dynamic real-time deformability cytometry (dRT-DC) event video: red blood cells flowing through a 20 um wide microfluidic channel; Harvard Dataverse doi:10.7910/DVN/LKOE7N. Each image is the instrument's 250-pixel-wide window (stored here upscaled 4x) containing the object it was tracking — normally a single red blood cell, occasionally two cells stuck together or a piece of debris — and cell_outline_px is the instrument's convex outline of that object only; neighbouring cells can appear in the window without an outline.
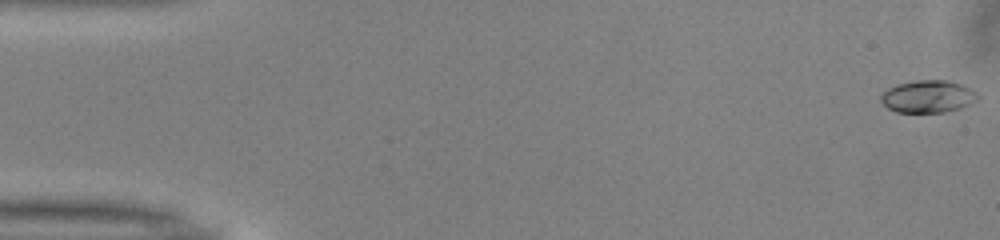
{"species": "common noctule bat (a hibernating species)", "species_latin": "Nyctalus noctula", "temperature_condition": "warm", "stored_images_in_passage": 51, "camera_frame_rate_fps": 3000, "um_per_image_px": 0.085, "animal": {"sex": "male", "body_mass_g": 13.0, "forearm_length_mm": 53.1}, "frame": {"image": 1, "passage_image": 1, "time_ms": 0.0, "image_size_px": [1000, 240], "cell_outline_px": [[980, 100], [972, 104], [960, 108], [944, 112], [896, 112], [888, 108], [880, 100], [880, 96], [888, 88], [896, 84], [916, 80], [948, 80], [960, 84], [976, 92], [980, 96]], "centroid_in_image_um": [78.9, 8.2], "position_along_channel_um": 6.1, "area_um2": 18.38}}
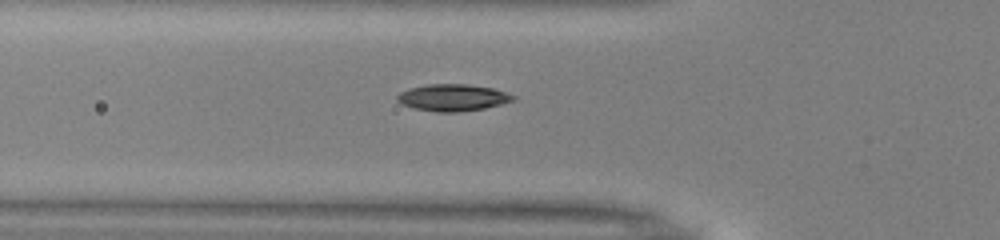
{"frame": {"image": 2, "passage_image": 18, "time_ms": 5.667, "image_size_px": [1000, 240], "cell_outline_px": [[516, 100], [484, 108], [456, 112], [436, 112], [412, 108], [400, 104], [396, 100], [396, 96], [400, 92], [408, 88], [428, 84], [468, 84], [492, 88], [516, 96]], "centroid_in_image_um": [38.43, 8.29], "position_along_channel_um": 87.4, "area_um2": 18.21}}
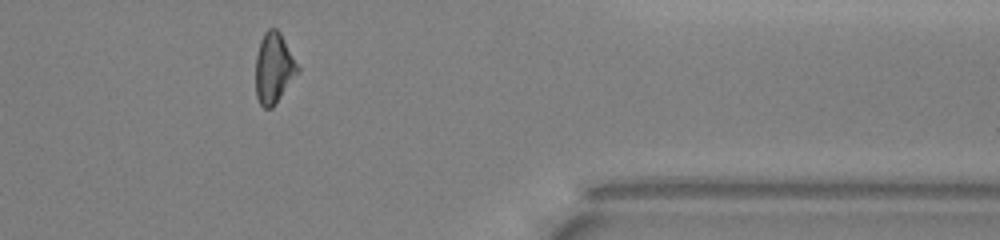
{"frame": {"image": 3, "passage_image": 42, "time_ms": 13.667, "image_size_px": [1000, 240], "cell_outline_px": [[300, 72], [272, 108], [264, 108], [260, 104], [256, 96], [256, 56], [260, 40], [264, 32], [268, 28], [276, 28], [280, 32], [300, 68]], "centroid_in_image_um": [23.28, 5.79], "position_along_channel_um": 388.1, "area_um2": 17.4}, "authors_computed_cell_mechanics": {"area_um2": 17.629, "velocity_mm_per_s": 4.0347, "shape_relaxation_time_tau1_ms": 3.5588, "shape_relaxation_time_tau2_ms": 2.9252, "deformation_change_tau1": 0.1516, "deformation_change_tau2": 0.0899}}